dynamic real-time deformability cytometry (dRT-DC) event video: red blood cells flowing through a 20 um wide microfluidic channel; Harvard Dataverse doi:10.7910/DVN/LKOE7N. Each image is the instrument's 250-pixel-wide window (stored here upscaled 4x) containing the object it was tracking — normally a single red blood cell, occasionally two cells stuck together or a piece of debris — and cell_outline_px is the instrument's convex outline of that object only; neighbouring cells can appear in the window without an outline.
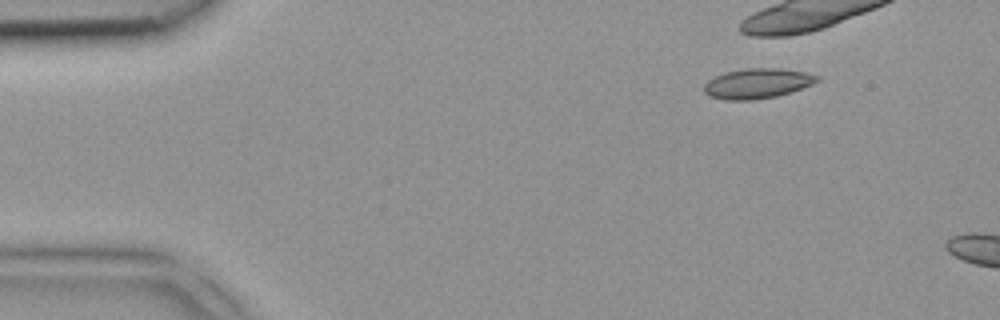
{"species": "common noctule bat (a hibernating species)", "species_latin": "Nyctalus noctula", "temperature_condition": "room temperature", "stored_images_in_passage": 3, "camera_frame_rate_fps": 3000, "um_per_image_px": 0.085, "animal": {"sex": "female", "body_mass_g": 18.4}, "frame": {"image": 1, "passage_image": 1, "time_ms": 0.0, "image_size_px": [1000, 320], "cell_outline_px": [[820, 80], [812, 84], [776, 96], [752, 100], [724, 100], [708, 96], [704, 92], [704, 84], [708, 80], [724, 72], [748, 68], [780, 68], [804, 72], [820, 76]], "centroid_in_image_um": [64.34, 7.09], "position_along_channel_um": 20.7, "area_um2": 19.71}}